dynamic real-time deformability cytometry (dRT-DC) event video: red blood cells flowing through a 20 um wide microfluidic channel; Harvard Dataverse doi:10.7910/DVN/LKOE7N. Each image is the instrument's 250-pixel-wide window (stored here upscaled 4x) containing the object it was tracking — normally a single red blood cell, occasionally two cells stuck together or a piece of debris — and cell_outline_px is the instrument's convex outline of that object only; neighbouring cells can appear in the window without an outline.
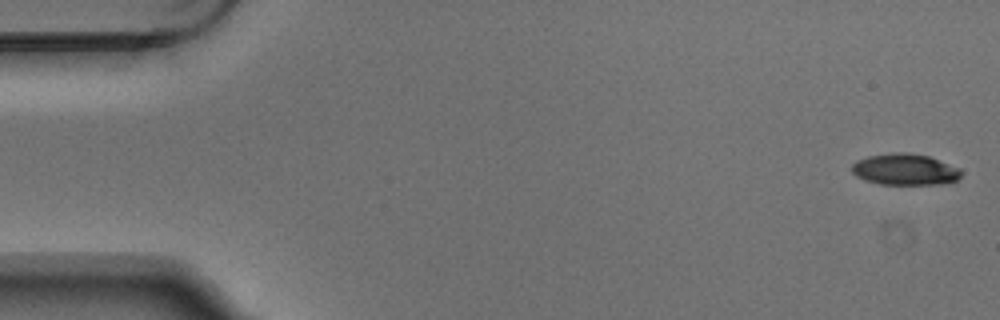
{"species": "Egyptian fruit bat (a non-hibernating species)", "species_latin": "Rousettus aegyptiacus", "temperature_condition": "warm", "stored_images_in_passage": 5, "camera_frame_rate_fps": 3000, "um_per_image_px": 0.085, "animal": {"sex": "male"}, "frame": {"image": 1, "passage_image": 1, "time_ms": 0.0, "image_size_px": [1000, 320], "cell_outline_px": [[960, 176], [956, 180], [948, 184], [880, 184], [864, 180], [856, 176], [852, 172], [852, 164], [856, 160], [868, 156], [896, 152], [908, 152], [928, 156], [960, 168]], "centroid_in_image_um": [76.91, 14.4], "position_along_channel_um": 8.1, "area_um2": 20.0}}
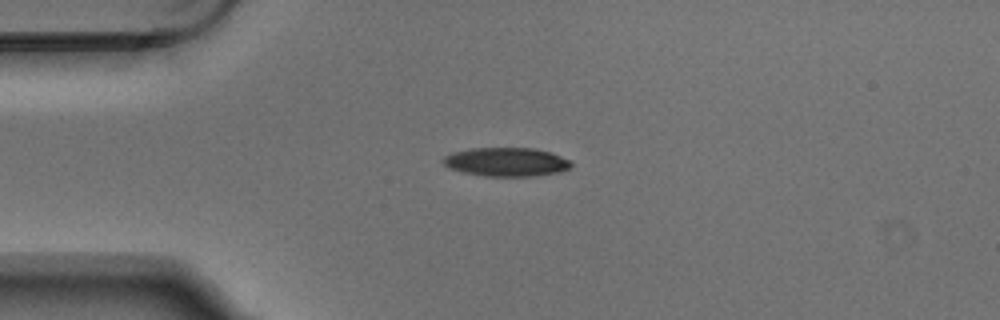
{"frame": {"image": 2, "passage_image": 4, "time_ms": 1.0, "image_size_px": [1000, 320], "cell_outline_px": [[572, 164], [568, 168], [560, 172], [536, 176], [484, 176], [464, 172], [448, 168], [440, 160], [444, 156], [452, 152], [468, 148], [536, 148], [572, 160]], "centroid_in_image_um": [43.01, 13.76], "position_along_channel_um": 42.0, "area_um2": 21.62}}